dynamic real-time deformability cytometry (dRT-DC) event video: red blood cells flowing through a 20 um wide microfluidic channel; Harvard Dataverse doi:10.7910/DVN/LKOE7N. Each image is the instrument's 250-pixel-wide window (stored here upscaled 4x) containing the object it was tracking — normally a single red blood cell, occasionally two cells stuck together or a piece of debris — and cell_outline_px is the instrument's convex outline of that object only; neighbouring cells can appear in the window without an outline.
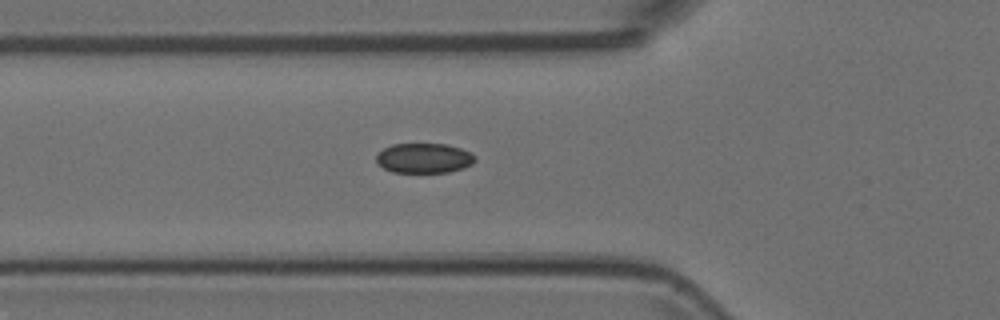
{"species": "Egyptian fruit bat (a non-hibernating species)", "species_latin": "Rousettus aegyptiacus", "temperature_condition": "room temperature", "stored_images_in_passage": 29, "camera_frame_rate_fps": 3000, "um_per_image_px": 0.085, "animal": {"sex": "female"}, "frame": {"image": 1, "passage_image": 2, "time_ms": 0.333, "image_size_px": [1000, 320], "cell_outline_px": [[476, 160], [472, 164], [464, 168], [448, 172], [392, 172], [376, 164], [376, 156], [384, 148], [392, 144], [448, 144], [472, 152], [476, 156]], "centroid_in_image_um": [36.06, 13.44], "position_along_channel_um": 89.7, "area_um2": 17.34}}
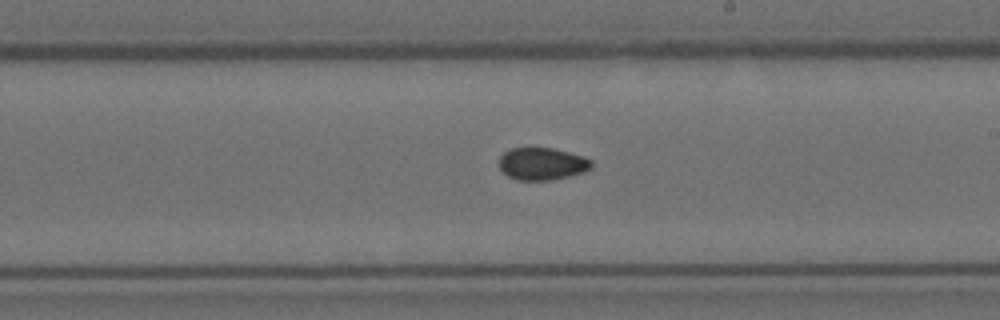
{"frame": {"image": 2, "passage_image": 14, "time_ms": 4.333, "image_size_px": [1000, 320], "cell_outline_px": [[592, 168], [584, 172], [552, 180], [516, 180], [508, 176], [500, 168], [500, 156], [504, 152], [512, 148], [552, 148], [568, 152], [592, 160]], "centroid_in_image_um": [46.08, 13.93], "position_along_channel_um": 242.9, "area_um2": 17.28}}
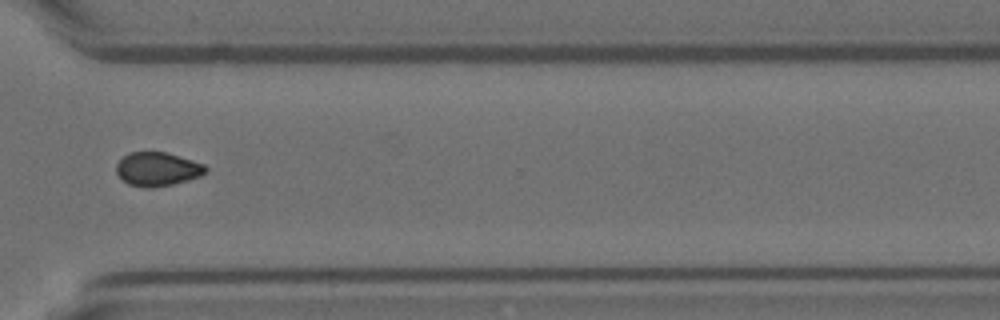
{"frame": {"image": 3, "passage_image": 23, "time_ms": 7.333, "image_size_px": [1000, 320], "cell_outline_px": [[208, 172], [200, 176], [188, 180], [156, 188], [144, 188], [128, 184], [116, 172], [116, 164], [128, 152], [164, 152], [204, 164], [208, 168]], "centroid_in_image_um": [13.38, 14.39], "position_along_channel_um": 357.2, "area_um2": 17.57}}